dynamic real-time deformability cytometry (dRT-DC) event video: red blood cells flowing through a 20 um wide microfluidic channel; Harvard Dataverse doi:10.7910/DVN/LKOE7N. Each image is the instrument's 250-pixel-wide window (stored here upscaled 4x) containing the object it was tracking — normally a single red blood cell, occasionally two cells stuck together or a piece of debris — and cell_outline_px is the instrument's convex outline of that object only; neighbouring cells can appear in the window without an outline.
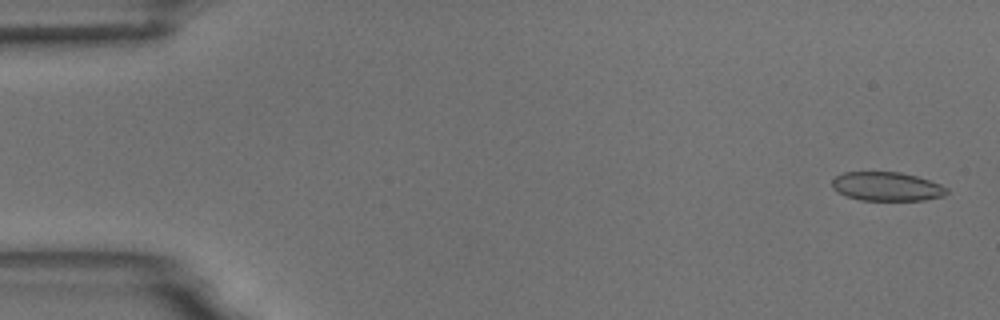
{"species": "common noctule bat (a hibernating species)", "species_latin": "Nyctalus noctula", "temperature_condition": "room temperature", "stored_images_in_passage": 54, "camera_frame_rate_fps": 3000, "um_per_image_px": 0.085, "animal": {"sex": "male", "body_mass_g": 18.8}, "frame": {"image": 1, "passage_image": 2, "time_ms": 0.333, "image_size_px": [1000, 320], "cell_outline_px": [[948, 192], [944, 196], [924, 200], [860, 200], [836, 192], [832, 188], [832, 180], [836, 176], [844, 172], [900, 172], [916, 176], [940, 184], [948, 188]], "centroid_in_image_um": [75.37, 15.85], "position_along_channel_um": 9.6, "area_um2": 19.31}}
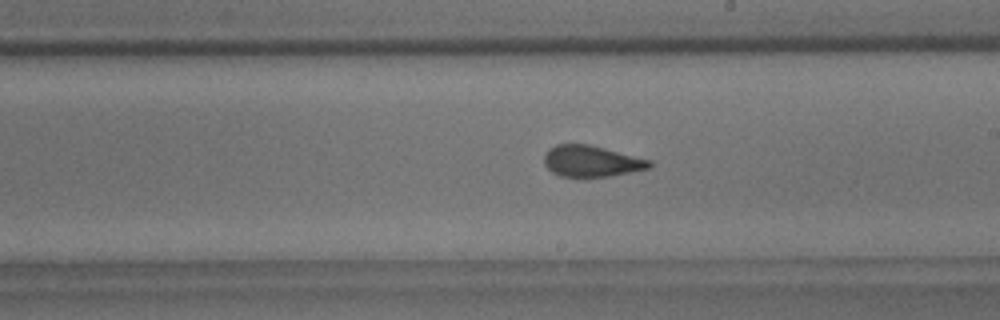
{"frame": {"image": 2, "passage_image": 31, "time_ms": 10.0, "image_size_px": [1000, 320], "cell_outline_px": [[652, 168], [612, 176], [560, 176], [552, 172], [544, 164], [544, 156], [548, 148], [556, 144], [588, 144], [652, 160]], "centroid_in_image_um": [50.29, 13.69], "position_along_channel_um": 238.7, "area_um2": 19.19}}
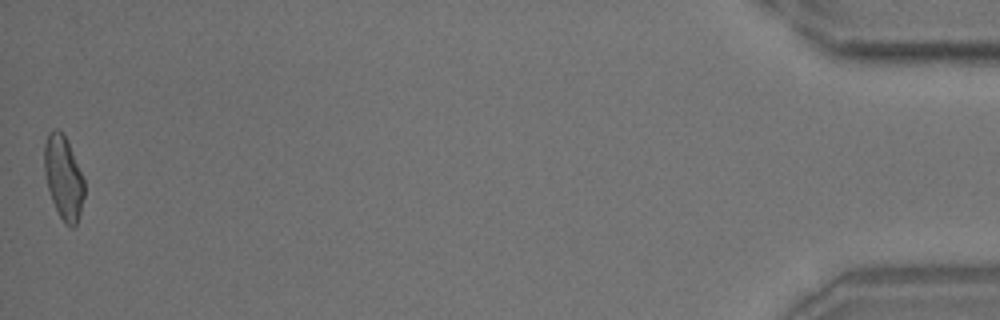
{"frame": {"image": 3, "passage_image": 54, "time_ms": 17.667, "image_size_px": [1000, 320], "cell_outline_px": [[84, 196], [80, 212], [76, 224], [72, 228], [64, 224], [52, 200], [48, 188], [44, 172], [44, 144], [48, 132], [52, 128], [56, 128], [68, 140], [84, 180]], "centroid_in_image_um": [5.38, 15.07], "position_along_channel_um": 429.8, "area_um2": 19.42}, "authors_computed_cell_mechanics": {"area_um2": 19.7676, "velocity_mm_per_s": 3.7252, "shape_relaxation_time_tau1_ms": 10.5336, "shape_relaxation_time_tau2_ms": 1.1442, "deformation_change_tau1": 0.2071, "deformation_change_tau2": 0.0701}}